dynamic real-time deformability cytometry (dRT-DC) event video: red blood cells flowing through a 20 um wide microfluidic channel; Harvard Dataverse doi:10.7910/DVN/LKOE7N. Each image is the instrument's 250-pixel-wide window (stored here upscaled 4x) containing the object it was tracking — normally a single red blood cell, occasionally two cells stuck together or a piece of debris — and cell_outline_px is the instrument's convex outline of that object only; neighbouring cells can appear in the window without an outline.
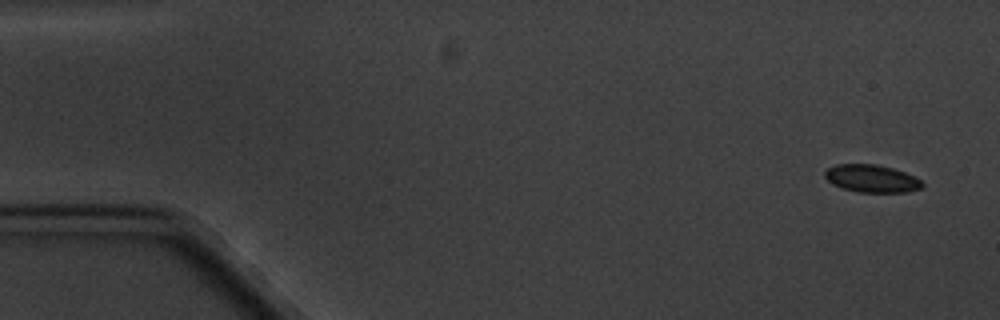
{"species": "common noctule bat (a hibernating species)", "species_latin": "Nyctalus noctula", "temperature_condition": "cold", "stored_images_in_passage": 8, "camera_frame_rate_fps": 3000, "um_per_image_px": 0.085, "animal": {"sex": "male", "body_mass_g": 20.1, "forearm_length_mm": 53.5}, "frame": {"image": 1, "passage_image": 1, "time_ms": 0.0, "image_size_px": [1000, 320], "cell_outline_px": [[924, 184], [920, 188], [908, 192], [860, 192], [844, 188], [832, 184], [824, 176], [824, 172], [828, 168], [836, 164], [876, 164], [892, 168], [904, 172], [920, 180]], "centroid_in_image_um": [74.07, 15.17], "position_along_channel_um": 10.9, "area_um2": 15.49}}
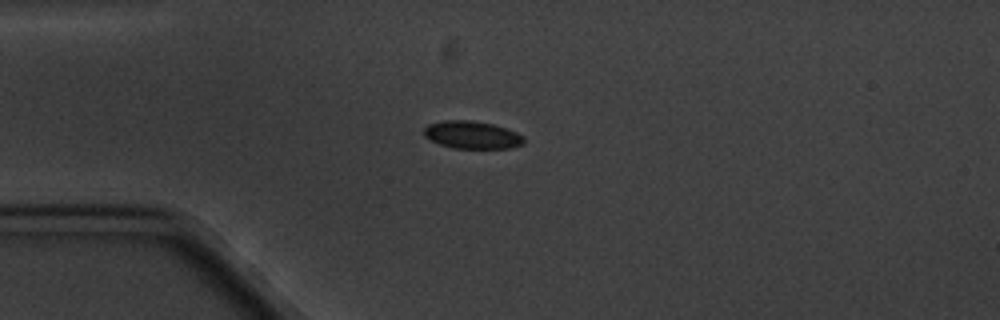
{"frame": {"image": 2, "passage_image": 4, "time_ms": 4.0, "image_size_px": [1000, 320], "cell_outline_px": [[524, 144], [512, 148], [456, 148], [440, 144], [424, 136], [424, 128], [428, 124], [444, 120], [472, 120], [492, 124], [516, 132], [524, 136]], "centroid_in_image_um": [40.14, 11.46], "position_along_channel_um": 44.9, "area_um2": 16.01}}